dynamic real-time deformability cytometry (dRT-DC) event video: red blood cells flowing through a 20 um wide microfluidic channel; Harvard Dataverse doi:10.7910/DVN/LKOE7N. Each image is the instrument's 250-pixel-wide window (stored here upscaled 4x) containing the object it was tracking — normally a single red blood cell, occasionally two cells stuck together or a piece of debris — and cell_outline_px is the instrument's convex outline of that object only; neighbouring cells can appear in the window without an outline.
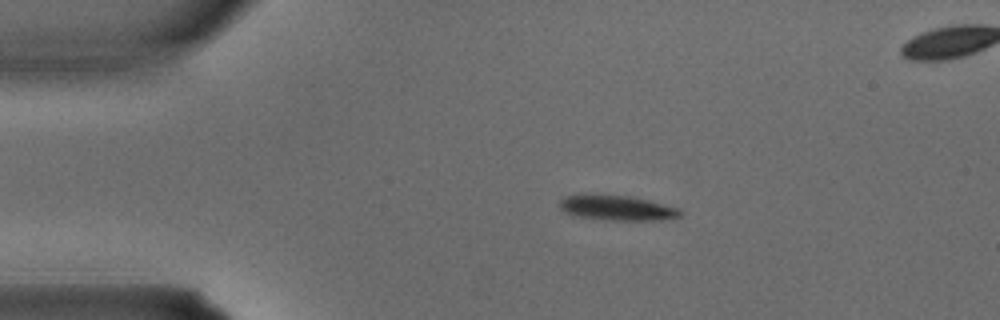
{"species": "common noctule bat (a hibernating species)", "species_latin": "Nyctalus noctula", "temperature_condition": "warm", "stored_images_in_passage": 2, "camera_frame_rate_fps": 3000, "um_per_image_px": 0.085, "animal": {"sex": "male", "body_mass_g": 15.6}, "frame": {"image": 1, "passage_image": 1, "time_ms": 0.0, "image_size_px": [1000, 320], "cell_outline_px": [[684, 216], [664, 220], [608, 220], [572, 216], [564, 212], [560, 208], [560, 200], [564, 196], [628, 196], [648, 200], [680, 208], [684, 212]], "centroid_in_image_um": [52.53, 17.71], "position_along_channel_um": 32.5, "area_um2": 17.46}}